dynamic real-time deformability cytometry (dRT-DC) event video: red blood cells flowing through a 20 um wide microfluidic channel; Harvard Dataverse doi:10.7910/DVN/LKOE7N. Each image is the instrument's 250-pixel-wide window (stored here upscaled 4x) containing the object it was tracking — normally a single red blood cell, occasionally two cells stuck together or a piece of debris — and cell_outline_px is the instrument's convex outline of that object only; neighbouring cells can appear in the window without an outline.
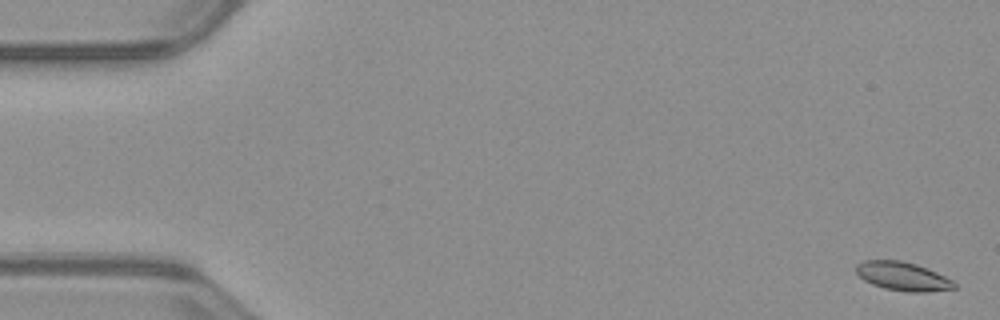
{"species": "common noctule bat (a hibernating species)", "species_latin": "Nyctalus noctula", "temperature_condition": "warm", "stored_images_in_passage": 53, "camera_frame_rate_fps": 3000, "um_per_image_px": 0.085, "animal": {"sex": "male", "body_mass_g": 23.1, "forearm_length_mm": 52.7}, "frame": {"image": 1, "passage_image": 2, "time_ms": 0.333, "image_size_px": [1000, 320], "cell_outline_px": [[956, 288], [928, 292], [908, 292], [884, 288], [872, 284], [864, 280], [856, 272], [856, 264], [864, 260], [900, 260], [916, 264], [928, 268], [952, 280], [956, 284]], "centroid_in_image_um": [76.73, 23.48], "position_along_channel_um": 8.3, "area_um2": 16.42}}
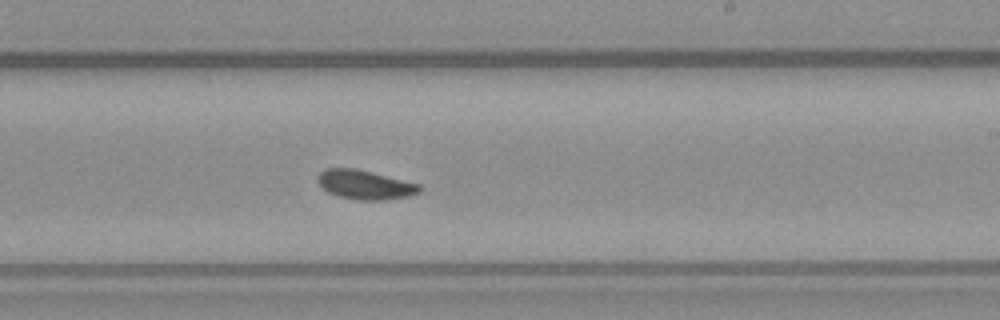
{"frame": {"image": 2, "passage_image": 32, "time_ms": 10.333, "image_size_px": [1000, 320], "cell_outline_px": [[420, 192], [408, 196], [384, 200], [360, 200], [336, 196], [328, 192], [316, 180], [320, 172], [324, 168], [356, 168], [420, 184]], "centroid_in_image_um": [31.0, 15.7], "position_along_channel_um": 258.0, "area_um2": 17.28}}
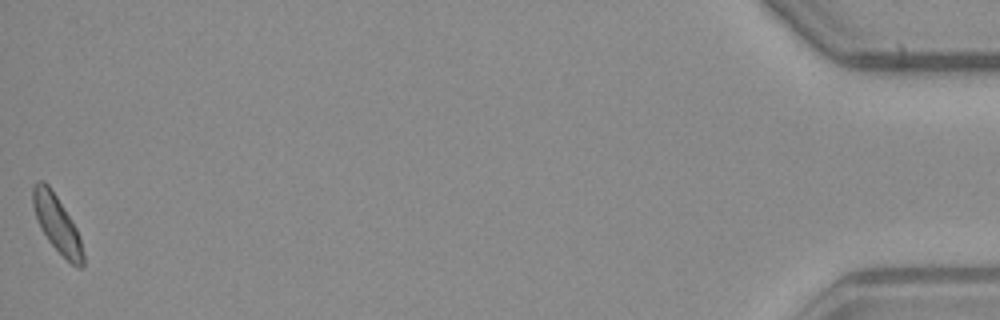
{"frame": {"image": 3, "passage_image": 53, "time_ms": 17.333, "image_size_px": [1000, 320], "cell_outline_px": [[84, 268], [76, 268], [48, 240], [40, 228], [36, 220], [32, 204], [32, 184], [36, 180], [44, 180], [48, 184], [72, 220], [80, 236], [84, 256]], "centroid_in_image_um": [4.83, 19.0], "position_along_channel_um": 430.4, "area_um2": 16.76}, "authors_computed_cell_mechanics": {"area_um2": 16.6464, "velocity_mm_per_s": 3.9667, "shape_relaxation_time_tau1_ms": 4.4976, "shape_relaxation_time_tau2_ms": null, "deformation_change_tau1": 0.1079, "deformation_change_tau2": null}}